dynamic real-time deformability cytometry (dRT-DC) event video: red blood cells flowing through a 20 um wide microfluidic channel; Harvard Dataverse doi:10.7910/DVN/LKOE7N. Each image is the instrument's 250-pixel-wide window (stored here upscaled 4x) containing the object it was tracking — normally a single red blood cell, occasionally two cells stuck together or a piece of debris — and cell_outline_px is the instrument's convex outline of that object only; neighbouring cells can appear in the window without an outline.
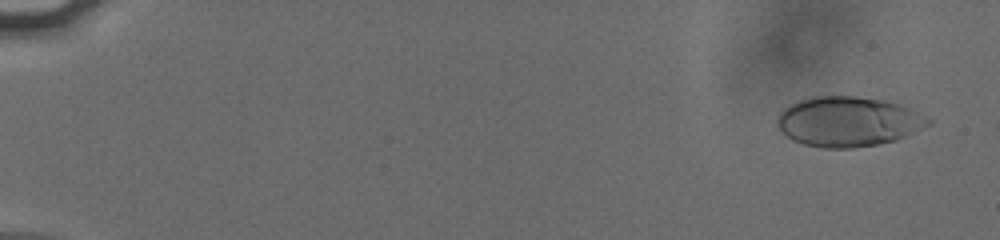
{"species": "human", "species_latin": "Homo sapiens", "temperature_condition": "cold", "stored_images_in_passage": 12, "camera_frame_rate_fps": 3000, "um_per_image_px": 0.085, "donor": {"sex": "male"}, "frame": {"image": 1, "passage_image": 3, "time_ms": 0.667, "image_size_px": [1000, 240], "cell_outline_px": [[932, 124], [896, 140], [856, 148], [820, 148], [804, 144], [792, 140], [776, 124], [776, 116], [784, 108], [796, 100], [808, 96], [856, 96], [884, 100], [900, 104], [932, 120]], "centroid_in_image_um": [72.06, 10.33], "position_along_channel_um": 12.9, "area_um2": 44.1}}